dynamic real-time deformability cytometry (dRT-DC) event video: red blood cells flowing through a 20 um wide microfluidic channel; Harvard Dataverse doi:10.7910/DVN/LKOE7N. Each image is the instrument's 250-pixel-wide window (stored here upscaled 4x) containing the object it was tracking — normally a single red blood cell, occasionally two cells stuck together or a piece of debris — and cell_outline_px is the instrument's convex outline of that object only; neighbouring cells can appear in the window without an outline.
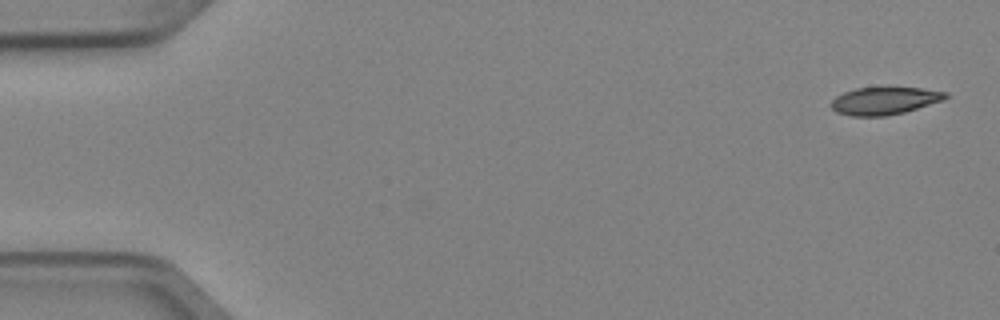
{"species": "Egyptian fruit bat (a non-hibernating species)", "species_latin": "Rousettus aegyptiacus", "temperature_condition": "cold", "stored_images_in_passage": 7, "camera_frame_rate_fps": 3000, "um_per_image_px": 0.085, "animal": {"sex": "female"}, "frame": {"image": 1, "passage_image": 1, "time_ms": 0.0, "image_size_px": [1000, 320], "cell_outline_px": [[948, 96], [944, 100], [904, 112], [888, 116], [852, 116], [836, 112], [828, 104], [836, 96], [844, 92], [856, 88], [920, 88], [948, 92]], "centroid_in_image_um": [75.16, 8.57], "position_along_channel_um": 9.8, "area_um2": 18.32}}
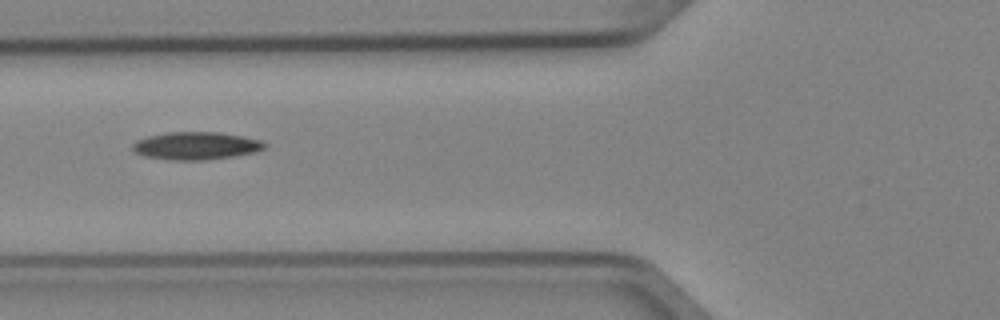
{"frame": {"image": 2, "passage_image": 6, "time_ms": 1.667, "image_size_px": [1000, 320], "cell_outline_px": [[268, 144], [264, 148], [256, 152], [236, 156], [204, 160], [172, 160], [144, 156], [136, 152], [132, 148], [132, 144], [136, 140], [148, 136], [168, 132], [220, 132], [260, 140]], "centroid_in_image_um": [16.67, 12.39], "position_along_channel_um": 109.1, "area_um2": 21.33}}
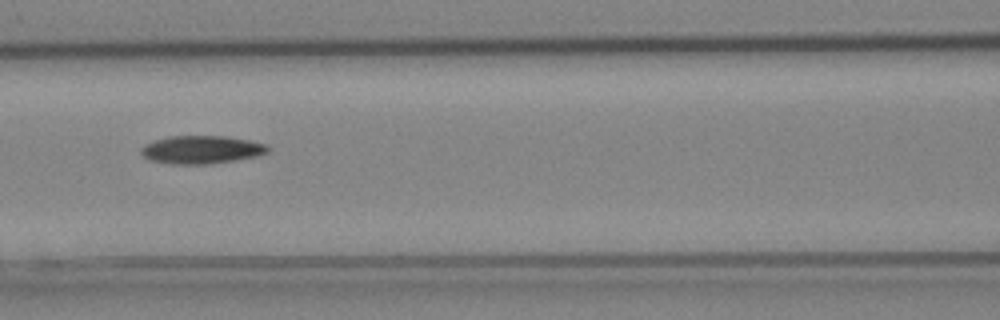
{"frame": {"image": 3, "passage_image": 7, "time_ms": 2.0, "image_size_px": [1000, 320], "cell_outline_px": [[272, 148], [268, 152], [260, 156], [212, 164], [172, 164], [148, 160], [140, 152], [140, 148], [144, 144], [168, 136], [224, 136], [248, 140], [268, 144]], "centroid_in_image_um": [17.16, 12.73], "position_along_channel_um": 149.4, "area_um2": 21.04}}